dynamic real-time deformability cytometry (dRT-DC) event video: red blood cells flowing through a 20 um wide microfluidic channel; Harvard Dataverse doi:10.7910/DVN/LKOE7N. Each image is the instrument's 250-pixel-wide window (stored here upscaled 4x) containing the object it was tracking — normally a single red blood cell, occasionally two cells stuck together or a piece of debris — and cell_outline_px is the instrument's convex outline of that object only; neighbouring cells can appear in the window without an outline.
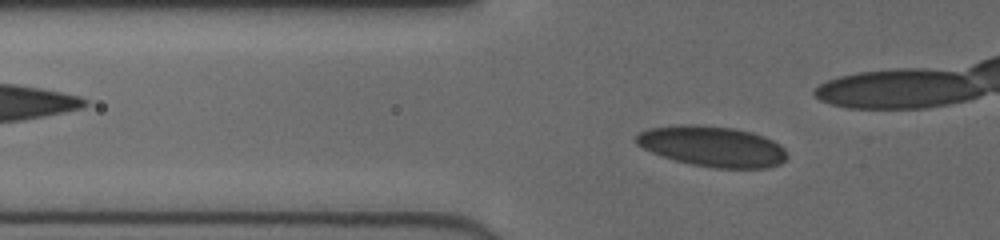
{"species": "human", "species_latin": "Homo sapiens", "temperature_condition": "cold", "stored_images_in_passage": 44, "camera_frame_rate_fps": 3000, "um_per_image_px": 0.085, "donor": {"sex": "female"}, "frame": {"image": 1, "passage_image": 10, "time_ms": 3.0, "image_size_px": [1000, 240], "cell_outline_px": [[788, 156], [780, 164], [768, 168], [712, 168], [692, 164], [676, 160], [652, 152], [636, 144], [636, 136], [640, 132], [648, 128], [676, 124], [692, 124], [732, 128], [752, 132], [772, 140], [780, 144], [784, 148]], "centroid_in_image_um": [60.56, 12.44], "position_along_channel_um": 65.2, "area_um2": 35.6}}
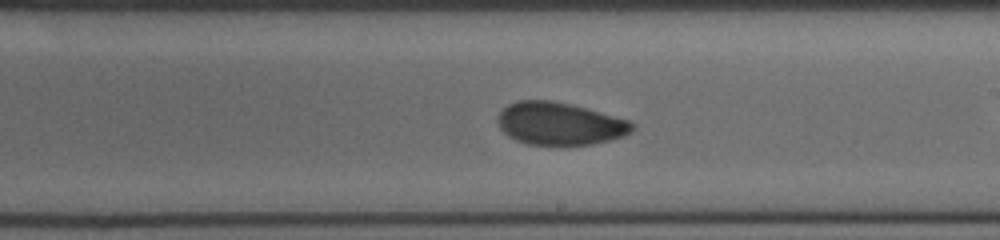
{"frame": {"image": 2, "passage_image": 24, "time_ms": 7.667, "image_size_px": [1000, 240], "cell_outline_px": [[636, 128], [632, 132], [624, 136], [592, 144], [528, 144], [516, 140], [508, 136], [500, 128], [496, 120], [500, 112], [508, 104], [520, 100], [552, 100], [572, 104], [628, 120], [636, 124]], "centroid_in_image_um": [47.58, 10.5], "position_along_channel_um": 241.4, "area_um2": 33.29}}
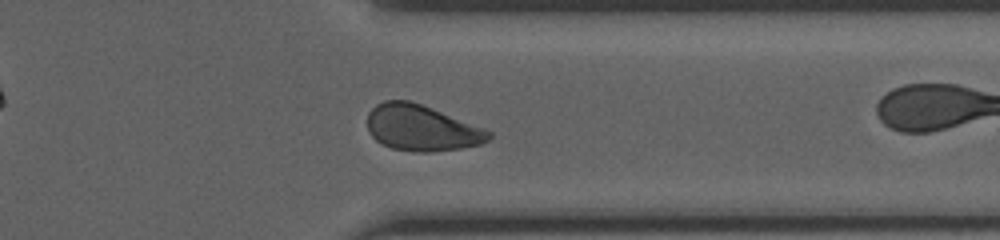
{"frame": {"image": 3, "passage_image": 34, "time_ms": 11.0, "image_size_px": [1000, 240], "cell_outline_px": [[492, 136], [488, 140], [480, 144], [460, 148], [432, 152], [416, 152], [392, 148], [376, 140], [368, 132], [368, 112], [376, 104], [384, 100], [408, 100], [432, 108], [484, 128], [492, 132]], "centroid_in_image_um": [35.82, 10.87], "position_along_channel_um": 375.6, "area_um2": 32.37}}